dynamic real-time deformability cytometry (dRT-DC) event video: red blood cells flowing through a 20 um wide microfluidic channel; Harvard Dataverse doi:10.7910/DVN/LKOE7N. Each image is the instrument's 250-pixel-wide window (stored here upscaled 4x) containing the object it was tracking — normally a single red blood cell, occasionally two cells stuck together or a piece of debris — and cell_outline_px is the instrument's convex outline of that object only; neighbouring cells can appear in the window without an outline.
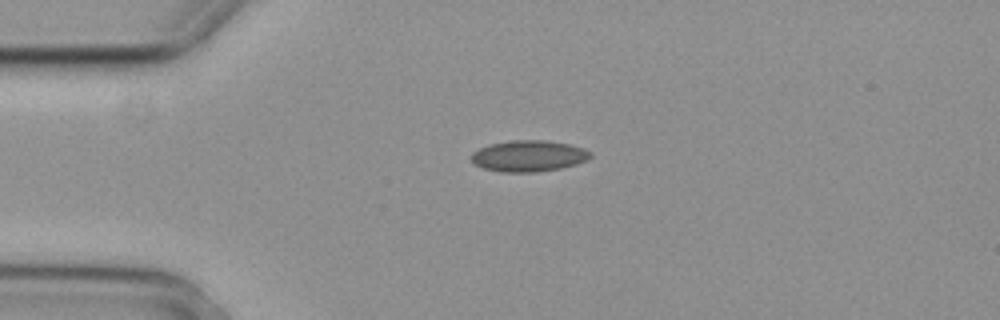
{"species": "common noctule bat (a hibernating species)", "species_latin": "Nyctalus noctula", "temperature_condition": "cold", "stored_images_in_passage": 2, "camera_frame_rate_fps": 3000, "um_per_image_px": 0.085, "animal": {"sex": "female", "body_mass_g": 29.2, "forearm_length_mm": 56.3}, "frame": {"image": 1, "passage_image": 1, "time_ms": 0.0, "image_size_px": [1000, 320], "cell_outline_px": [[592, 156], [588, 160], [576, 164], [560, 168], [536, 172], [500, 172], [484, 168], [476, 164], [472, 160], [472, 152], [480, 148], [492, 144], [512, 140], [544, 140], [568, 144], [584, 148], [592, 152]], "centroid_in_image_um": [44.98, 13.26], "position_along_channel_um": 40.0, "area_um2": 21.56}}